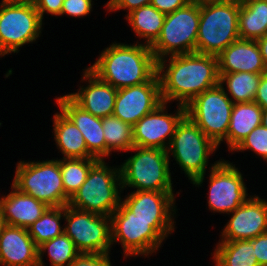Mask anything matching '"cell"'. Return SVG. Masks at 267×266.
Listing matches in <instances>:
<instances>
[{
    "label": "cell",
    "instance_id": "1",
    "mask_svg": "<svg viewBox=\"0 0 267 266\" xmlns=\"http://www.w3.org/2000/svg\"><path fill=\"white\" fill-rule=\"evenodd\" d=\"M159 81L163 102L178 98L186 106L194 97L219 84L218 58L197 52L173 55L166 75Z\"/></svg>",
    "mask_w": 267,
    "mask_h": 266
},
{
    "label": "cell",
    "instance_id": "2",
    "mask_svg": "<svg viewBox=\"0 0 267 266\" xmlns=\"http://www.w3.org/2000/svg\"><path fill=\"white\" fill-rule=\"evenodd\" d=\"M89 70L116 89L150 81L157 74V61L150 46L113 45Z\"/></svg>",
    "mask_w": 267,
    "mask_h": 266
},
{
    "label": "cell",
    "instance_id": "3",
    "mask_svg": "<svg viewBox=\"0 0 267 266\" xmlns=\"http://www.w3.org/2000/svg\"><path fill=\"white\" fill-rule=\"evenodd\" d=\"M238 0L200 4L196 52L218 56L239 37Z\"/></svg>",
    "mask_w": 267,
    "mask_h": 266
},
{
    "label": "cell",
    "instance_id": "4",
    "mask_svg": "<svg viewBox=\"0 0 267 266\" xmlns=\"http://www.w3.org/2000/svg\"><path fill=\"white\" fill-rule=\"evenodd\" d=\"M199 21L200 4L195 1H190L184 7L166 14L160 35L150 46L157 61L158 74L164 68V62L159 55L169 52H172V56L196 52ZM177 46L184 49L178 51V48H175Z\"/></svg>",
    "mask_w": 267,
    "mask_h": 266
},
{
    "label": "cell",
    "instance_id": "5",
    "mask_svg": "<svg viewBox=\"0 0 267 266\" xmlns=\"http://www.w3.org/2000/svg\"><path fill=\"white\" fill-rule=\"evenodd\" d=\"M13 187L48 207H64L70 200L64 191L59 161L30 164L20 162Z\"/></svg>",
    "mask_w": 267,
    "mask_h": 266
},
{
    "label": "cell",
    "instance_id": "6",
    "mask_svg": "<svg viewBox=\"0 0 267 266\" xmlns=\"http://www.w3.org/2000/svg\"><path fill=\"white\" fill-rule=\"evenodd\" d=\"M139 150L127 160L120 171L122 183L139 188V191L172 193L167 150L133 147Z\"/></svg>",
    "mask_w": 267,
    "mask_h": 266
},
{
    "label": "cell",
    "instance_id": "7",
    "mask_svg": "<svg viewBox=\"0 0 267 266\" xmlns=\"http://www.w3.org/2000/svg\"><path fill=\"white\" fill-rule=\"evenodd\" d=\"M234 102L221 84L194 97L186 106V116L216 145L226 138Z\"/></svg>",
    "mask_w": 267,
    "mask_h": 266
},
{
    "label": "cell",
    "instance_id": "8",
    "mask_svg": "<svg viewBox=\"0 0 267 266\" xmlns=\"http://www.w3.org/2000/svg\"><path fill=\"white\" fill-rule=\"evenodd\" d=\"M170 141L171 149H174L173 154L180 166L194 184H200L203 180L207 154L217 145L187 116L177 125Z\"/></svg>",
    "mask_w": 267,
    "mask_h": 266
},
{
    "label": "cell",
    "instance_id": "9",
    "mask_svg": "<svg viewBox=\"0 0 267 266\" xmlns=\"http://www.w3.org/2000/svg\"><path fill=\"white\" fill-rule=\"evenodd\" d=\"M107 169L104 162L98 160L89 170L84 183L72 195L68 205L75 208L77 205L81 210L100 215L103 213L104 216L112 214L118 208L120 199L113 176L115 172Z\"/></svg>",
    "mask_w": 267,
    "mask_h": 266
},
{
    "label": "cell",
    "instance_id": "10",
    "mask_svg": "<svg viewBox=\"0 0 267 266\" xmlns=\"http://www.w3.org/2000/svg\"><path fill=\"white\" fill-rule=\"evenodd\" d=\"M0 10V53L15 52L21 45L35 40L41 18L32 3L3 1Z\"/></svg>",
    "mask_w": 267,
    "mask_h": 266
},
{
    "label": "cell",
    "instance_id": "11",
    "mask_svg": "<svg viewBox=\"0 0 267 266\" xmlns=\"http://www.w3.org/2000/svg\"><path fill=\"white\" fill-rule=\"evenodd\" d=\"M117 209L115 211L118 213L111 222L115 236L120 238L128 254L150 251L156 247L157 241L161 243L165 231L172 229L169 221H142L136 218L124 204L119 205Z\"/></svg>",
    "mask_w": 267,
    "mask_h": 266
},
{
    "label": "cell",
    "instance_id": "12",
    "mask_svg": "<svg viewBox=\"0 0 267 266\" xmlns=\"http://www.w3.org/2000/svg\"><path fill=\"white\" fill-rule=\"evenodd\" d=\"M64 211L69 222V227L64 229V233L73 241L80 253L108 255L107 250L113 240L107 223L104 222L106 217L84 210L79 213L68 204L64 206Z\"/></svg>",
    "mask_w": 267,
    "mask_h": 266
},
{
    "label": "cell",
    "instance_id": "13",
    "mask_svg": "<svg viewBox=\"0 0 267 266\" xmlns=\"http://www.w3.org/2000/svg\"><path fill=\"white\" fill-rule=\"evenodd\" d=\"M158 75L157 73L148 82L118 89L113 116L133 127L158 107L163 102Z\"/></svg>",
    "mask_w": 267,
    "mask_h": 266
},
{
    "label": "cell",
    "instance_id": "14",
    "mask_svg": "<svg viewBox=\"0 0 267 266\" xmlns=\"http://www.w3.org/2000/svg\"><path fill=\"white\" fill-rule=\"evenodd\" d=\"M210 183L209 205L213 210L233 212L245 202L246 191L241 174L230 164H215Z\"/></svg>",
    "mask_w": 267,
    "mask_h": 266
},
{
    "label": "cell",
    "instance_id": "15",
    "mask_svg": "<svg viewBox=\"0 0 267 266\" xmlns=\"http://www.w3.org/2000/svg\"><path fill=\"white\" fill-rule=\"evenodd\" d=\"M165 102H162L149 114L142 117L133 127V142L135 147L165 149L164 141L167 135L175 133L177 125L186 116V108L181 105L178 115H160ZM158 114V115H157Z\"/></svg>",
    "mask_w": 267,
    "mask_h": 266
},
{
    "label": "cell",
    "instance_id": "16",
    "mask_svg": "<svg viewBox=\"0 0 267 266\" xmlns=\"http://www.w3.org/2000/svg\"><path fill=\"white\" fill-rule=\"evenodd\" d=\"M224 230L227 241L251 240L267 232V203L255 198L234 210Z\"/></svg>",
    "mask_w": 267,
    "mask_h": 266
},
{
    "label": "cell",
    "instance_id": "17",
    "mask_svg": "<svg viewBox=\"0 0 267 266\" xmlns=\"http://www.w3.org/2000/svg\"><path fill=\"white\" fill-rule=\"evenodd\" d=\"M0 263L7 266H38V247L28 229L5 225L0 232Z\"/></svg>",
    "mask_w": 267,
    "mask_h": 266
},
{
    "label": "cell",
    "instance_id": "18",
    "mask_svg": "<svg viewBox=\"0 0 267 266\" xmlns=\"http://www.w3.org/2000/svg\"><path fill=\"white\" fill-rule=\"evenodd\" d=\"M218 73H266L256 40L238 39L218 56Z\"/></svg>",
    "mask_w": 267,
    "mask_h": 266
},
{
    "label": "cell",
    "instance_id": "19",
    "mask_svg": "<svg viewBox=\"0 0 267 266\" xmlns=\"http://www.w3.org/2000/svg\"><path fill=\"white\" fill-rule=\"evenodd\" d=\"M58 104L82 133L88 152L98 160L106 155V142L102 128V118L95 117L78 106L68 95L59 98Z\"/></svg>",
    "mask_w": 267,
    "mask_h": 266
},
{
    "label": "cell",
    "instance_id": "20",
    "mask_svg": "<svg viewBox=\"0 0 267 266\" xmlns=\"http://www.w3.org/2000/svg\"><path fill=\"white\" fill-rule=\"evenodd\" d=\"M85 73V77L91 76L95 80L90 81L91 85L83 90L84 92L68 96L83 110L95 117L112 116L118 89L99 79L89 69Z\"/></svg>",
    "mask_w": 267,
    "mask_h": 266
},
{
    "label": "cell",
    "instance_id": "21",
    "mask_svg": "<svg viewBox=\"0 0 267 266\" xmlns=\"http://www.w3.org/2000/svg\"><path fill=\"white\" fill-rule=\"evenodd\" d=\"M0 205L7 225L25 229L38 220L48 208L45 203L19 190L2 198Z\"/></svg>",
    "mask_w": 267,
    "mask_h": 266
},
{
    "label": "cell",
    "instance_id": "22",
    "mask_svg": "<svg viewBox=\"0 0 267 266\" xmlns=\"http://www.w3.org/2000/svg\"><path fill=\"white\" fill-rule=\"evenodd\" d=\"M173 199L172 193L137 190L123 204L142 221H170L168 208Z\"/></svg>",
    "mask_w": 267,
    "mask_h": 266
},
{
    "label": "cell",
    "instance_id": "23",
    "mask_svg": "<svg viewBox=\"0 0 267 266\" xmlns=\"http://www.w3.org/2000/svg\"><path fill=\"white\" fill-rule=\"evenodd\" d=\"M263 109L254 101L234 103L230 117L227 142L235 149L257 126L261 125Z\"/></svg>",
    "mask_w": 267,
    "mask_h": 266
},
{
    "label": "cell",
    "instance_id": "24",
    "mask_svg": "<svg viewBox=\"0 0 267 266\" xmlns=\"http://www.w3.org/2000/svg\"><path fill=\"white\" fill-rule=\"evenodd\" d=\"M54 118L56 141L67 158H94L74 122L63 111Z\"/></svg>",
    "mask_w": 267,
    "mask_h": 266
},
{
    "label": "cell",
    "instance_id": "25",
    "mask_svg": "<svg viewBox=\"0 0 267 266\" xmlns=\"http://www.w3.org/2000/svg\"><path fill=\"white\" fill-rule=\"evenodd\" d=\"M240 39L257 40L267 34V1L240 4Z\"/></svg>",
    "mask_w": 267,
    "mask_h": 266
},
{
    "label": "cell",
    "instance_id": "26",
    "mask_svg": "<svg viewBox=\"0 0 267 266\" xmlns=\"http://www.w3.org/2000/svg\"><path fill=\"white\" fill-rule=\"evenodd\" d=\"M216 251L217 266H259L253 239L223 241Z\"/></svg>",
    "mask_w": 267,
    "mask_h": 266
},
{
    "label": "cell",
    "instance_id": "27",
    "mask_svg": "<svg viewBox=\"0 0 267 266\" xmlns=\"http://www.w3.org/2000/svg\"><path fill=\"white\" fill-rule=\"evenodd\" d=\"M166 14L159 12L151 4L129 12V21L138 35L148 38L151 46L159 37Z\"/></svg>",
    "mask_w": 267,
    "mask_h": 266
},
{
    "label": "cell",
    "instance_id": "28",
    "mask_svg": "<svg viewBox=\"0 0 267 266\" xmlns=\"http://www.w3.org/2000/svg\"><path fill=\"white\" fill-rule=\"evenodd\" d=\"M264 73L234 72L219 74V84L227 80L230 93L238 103L252 102Z\"/></svg>",
    "mask_w": 267,
    "mask_h": 266
},
{
    "label": "cell",
    "instance_id": "29",
    "mask_svg": "<svg viewBox=\"0 0 267 266\" xmlns=\"http://www.w3.org/2000/svg\"><path fill=\"white\" fill-rule=\"evenodd\" d=\"M102 128L106 142V155L112 148L131 150L134 147L131 125L112 115L102 118Z\"/></svg>",
    "mask_w": 267,
    "mask_h": 266
},
{
    "label": "cell",
    "instance_id": "30",
    "mask_svg": "<svg viewBox=\"0 0 267 266\" xmlns=\"http://www.w3.org/2000/svg\"><path fill=\"white\" fill-rule=\"evenodd\" d=\"M84 160H87V163H84ZM97 161V158H68L67 163L59 161L64 191L69 198L81 187L89 170Z\"/></svg>",
    "mask_w": 267,
    "mask_h": 266
},
{
    "label": "cell",
    "instance_id": "31",
    "mask_svg": "<svg viewBox=\"0 0 267 266\" xmlns=\"http://www.w3.org/2000/svg\"><path fill=\"white\" fill-rule=\"evenodd\" d=\"M62 210H64V207H48L42 216L28 227L30 228L28 234L37 247L64 232V230L61 231L58 222Z\"/></svg>",
    "mask_w": 267,
    "mask_h": 266
},
{
    "label": "cell",
    "instance_id": "32",
    "mask_svg": "<svg viewBox=\"0 0 267 266\" xmlns=\"http://www.w3.org/2000/svg\"><path fill=\"white\" fill-rule=\"evenodd\" d=\"M49 248V255L53 266H63L69 260V264L79 255L73 241L63 232L59 236L38 246V266H42V249ZM76 252V253H75Z\"/></svg>",
    "mask_w": 267,
    "mask_h": 266
},
{
    "label": "cell",
    "instance_id": "33",
    "mask_svg": "<svg viewBox=\"0 0 267 266\" xmlns=\"http://www.w3.org/2000/svg\"><path fill=\"white\" fill-rule=\"evenodd\" d=\"M253 149L267 159V128L262 124L250 132L235 149Z\"/></svg>",
    "mask_w": 267,
    "mask_h": 266
},
{
    "label": "cell",
    "instance_id": "34",
    "mask_svg": "<svg viewBox=\"0 0 267 266\" xmlns=\"http://www.w3.org/2000/svg\"><path fill=\"white\" fill-rule=\"evenodd\" d=\"M106 254L80 253L69 266H110Z\"/></svg>",
    "mask_w": 267,
    "mask_h": 266
},
{
    "label": "cell",
    "instance_id": "35",
    "mask_svg": "<svg viewBox=\"0 0 267 266\" xmlns=\"http://www.w3.org/2000/svg\"><path fill=\"white\" fill-rule=\"evenodd\" d=\"M91 0H64L61 14L68 13L73 16H83L90 12Z\"/></svg>",
    "mask_w": 267,
    "mask_h": 266
},
{
    "label": "cell",
    "instance_id": "36",
    "mask_svg": "<svg viewBox=\"0 0 267 266\" xmlns=\"http://www.w3.org/2000/svg\"><path fill=\"white\" fill-rule=\"evenodd\" d=\"M253 247L259 266H267V232L253 239Z\"/></svg>",
    "mask_w": 267,
    "mask_h": 266
},
{
    "label": "cell",
    "instance_id": "37",
    "mask_svg": "<svg viewBox=\"0 0 267 266\" xmlns=\"http://www.w3.org/2000/svg\"><path fill=\"white\" fill-rule=\"evenodd\" d=\"M191 0H151L150 4L159 12L169 14L184 7Z\"/></svg>",
    "mask_w": 267,
    "mask_h": 266
},
{
    "label": "cell",
    "instance_id": "38",
    "mask_svg": "<svg viewBox=\"0 0 267 266\" xmlns=\"http://www.w3.org/2000/svg\"><path fill=\"white\" fill-rule=\"evenodd\" d=\"M63 2L64 0H36L34 5L42 20V15L45 10L55 15H61Z\"/></svg>",
    "mask_w": 267,
    "mask_h": 266
},
{
    "label": "cell",
    "instance_id": "39",
    "mask_svg": "<svg viewBox=\"0 0 267 266\" xmlns=\"http://www.w3.org/2000/svg\"><path fill=\"white\" fill-rule=\"evenodd\" d=\"M151 0H110L108 6L111 9L130 8V12L144 5L150 4Z\"/></svg>",
    "mask_w": 267,
    "mask_h": 266
},
{
    "label": "cell",
    "instance_id": "40",
    "mask_svg": "<svg viewBox=\"0 0 267 266\" xmlns=\"http://www.w3.org/2000/svg\"><path fill=\"white\" fill-rule=\"evenodd\" d=\"M253 101L263 110L267 109V72L261 75V80Z\"/></svg>",
    "mask_w": 267,
    "mask_h": 266
},
{
    "label": "cell",
    "instance_id": "41",
    "mask_svg": "<svg viewBox=\"0 0 267 266\" xmlns=\"http://www.w3.org/2000/svg\"><path fill=\"white\" fill-rule=\"evenodd\" d=\"M257 45L262 55V60L267 71V34L264 37L258 38Z\"/></svg>",
    "mask_w": 267,
    "mask_h": 266
},
{
    "label": "cell",
    "instance_id": "42",
    "mask_svg": "<svg viewBox=\"0 0 267 266\" xmlns=\"http://www.w3.org/2000/svg\"><path fill=\"white\" fill-rule=\"evenodd\" d=\"M5 225H6V223H5V219H4V215H3V210H2V207L0 205V232L2 231V229L4 228Z\"/></svg>",
    "mask_w": 267,
    "mask_h": 266
},
{
    "label": "cell",
    "instance_id": "43",
    "mask_svg": "<svg viewBox=\"0 0 267 266\" xmlns=\"http://www.w3.org/2000/svg\"><path fill=\"white\" fill-rule=\"evenodd\" d=\"M261 124L267 128V109L262 111Z\"/></svg>",
    "mask_w": 267,
    "mask_h": 266
},
{
    "label": "cell",
    "instance_id": "44",
    "mask_svg": "<svg viewBox=\"0 0 267 266\" xmlns=\"http://www.w3.org/2000/svg\"><path fill=\"white\" fill-rule=\"evenodd\" d=\"M5 2H12V3H32L34 4V2L36 0H3Z\"/></svg>",
    "mask_w": 267,
    "mask_h": 266
},
{
    "label": "cell",
    "instance_id": "45",
    "mask_svg": "<svg viewBox=\"0 0 267 266\" xmlns=\"http://www.w3.org/2000/svg\"><path fill=\"white\" fill-rule=\"evenodd\" d=\"M195 1L199 4L207 3V2H223V1H228V0H191Z\"/></svg>",
    "mask_w": 267,
    "mask_h": 266
},
{
    "label": "cell",
    "instance_id": "46",
    "mask_svg": "<svg viewBox=\"0 0 267 266\" xmlns=\"http://www.w3.org/2000/svg\"><path fill=\"white\" fill-rule=\"evenodd\" d=\"M258 1H267V0H238L240 4H247V3L258 2Z\"/></svg>",
    "mask_w": 267,
    "mask_h": 266
}]
</instances>
